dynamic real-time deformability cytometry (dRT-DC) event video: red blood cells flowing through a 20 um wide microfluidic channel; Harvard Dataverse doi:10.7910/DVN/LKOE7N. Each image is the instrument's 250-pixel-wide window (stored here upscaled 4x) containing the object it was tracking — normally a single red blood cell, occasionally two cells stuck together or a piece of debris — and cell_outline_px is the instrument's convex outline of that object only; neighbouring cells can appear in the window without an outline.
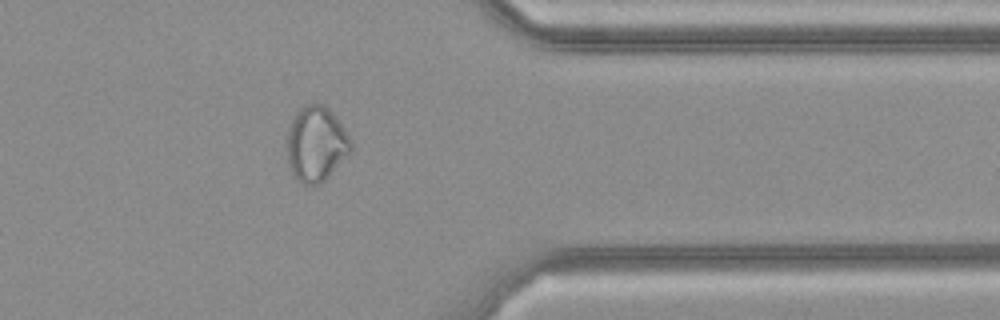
{"species": "common noctule bat (a hibernating species)", "species_latin": "Nyctalus noctula", "temperature_condition": "cold", "stored_images_in_passage": 26, "camera_frame_rate_fps": 3000, "um_per_image_px": 0.085, "animal": {"sex": "female", "body_mass_g": 21.9}, "frame": {"image": 1, "passage_image": 19, "time_ms": 6.0, "image_size_px": [1000, 320], "cell_outline_px": [[352, 152], [324, 180], [316, 184], [300, 184], [292, 176], [288, 164], [288, 124], [296, 112], [300, 108], [308, 104], [324, 104], [328, 108], [352, 140]], "centroid_in_image_um": [26.86, 12.25], "position_along_channel_um": 384.5, "area_um2": 27.98}}